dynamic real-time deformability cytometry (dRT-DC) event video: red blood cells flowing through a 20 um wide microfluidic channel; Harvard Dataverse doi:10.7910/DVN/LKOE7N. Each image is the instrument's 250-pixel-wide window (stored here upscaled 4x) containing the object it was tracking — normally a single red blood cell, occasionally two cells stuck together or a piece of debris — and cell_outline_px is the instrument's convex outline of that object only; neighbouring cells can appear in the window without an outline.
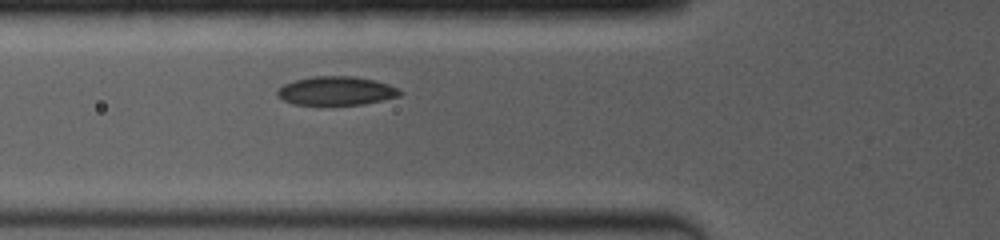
{"species": "common noctule bat (a hibernating species)", "species_latin": "Nyctalus noctula", "temperature_condition": "room temperature", "stored_images_in_passage": 19, "camera_frame_rate_fps": 4000, "um_per_image_px": 0.085, "animal": {"sex": "female", "body_mass_g": 19.0, "forearm_length_mm": 53.3}, "frame": {"image": 1, "passage_image": 4, "time_ms": 2.25, "image_size_px": [1000, 240], "cell_outline_px": [[404, 92], [400, 96], [364, 104], [292, 104], [276, 96], [276, 92], [284, 84], [296, 80], [312, 76], [352, 76], [372, 80], [388, 84]], "centroid_in_image_um": [28.57, 7.72], "position_along_channel_um": 97.2, "area_um2": 20.29}}
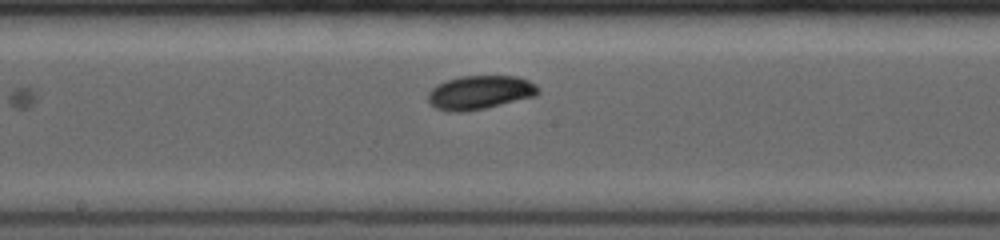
{"frame": {"image": 2, "passage_image": 9, "time_ms": 5.0, "image_size_px": [1000, 240], "cell_outline_px": [[540, 92], [536, 96], [484, 108], [460, 112], [448, 112], [436, 108], [428, 100], [428, 92], [436, 84], [460, 76], [516, 76], [528, 80], [536, 84], [540, 88]], "centroid_in_image_um": [40.8, 7.85], "position_along_channel_um": 207.4, "area_um2": 21.68}}
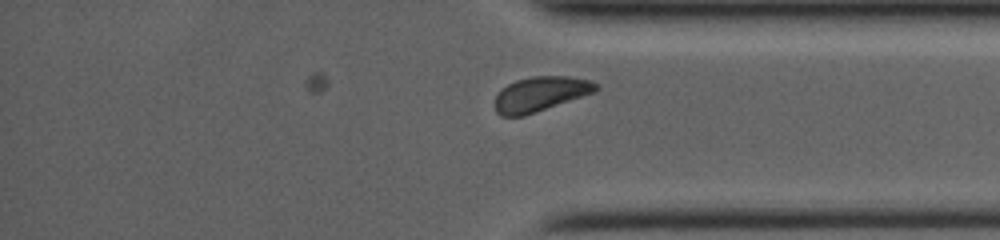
{"frame": {"image": 3, "passage_image": 19, "time_ms": 9.5, "image_size_px": [1000, 240], "cell_outline_px": [[600, 88], [596, 92], [524, 116], [500, 116], [496, 112], [496, 96], [508, 84], [516, 80], [532, 76], [568, 76], [592, 80], [600, 84]], "centroid_in_image_um": [46.01, 7.98], "position_along_channel_um": 389.2, "area_um2": 20.52}}